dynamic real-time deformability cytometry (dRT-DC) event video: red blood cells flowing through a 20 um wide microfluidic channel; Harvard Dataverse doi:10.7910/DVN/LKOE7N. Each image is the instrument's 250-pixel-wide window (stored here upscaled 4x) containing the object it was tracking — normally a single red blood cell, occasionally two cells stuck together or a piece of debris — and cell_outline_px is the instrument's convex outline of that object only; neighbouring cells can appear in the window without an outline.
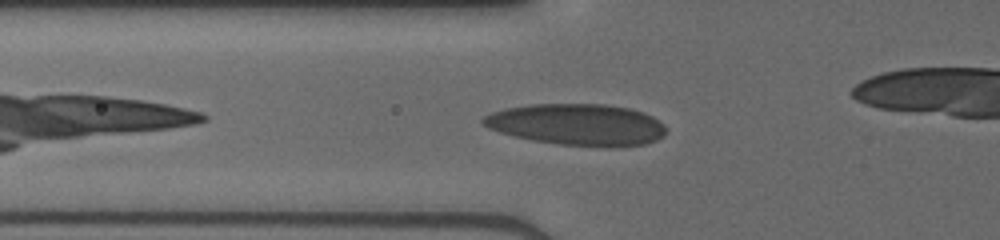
{"species": "human", "species_latin": "Homo sapiens", "temperature_condition": "cold", "stored_images_in_passage": 29, "camera_frame_rate_fps": 3000, "um_per_image_px": 0.085, "donor": {"sex": "male"}, "frame": {"image": 1, "passage_image": 3, "time_ms": 0.667, "image_size_px": [1000, 240], "cell_outline_px": [[664, 136], [656, 140], [644, 144], [616, 148], [608, 148], [556, 144], [532, 140], [500, 132], [488, 128], [480, 120], [484, 116], [492, 112], [504, 108], [532, 104], [604, 104], [628, 108], [644, 112], [652, 116], [664, 124]], "centroid_in_image_um": [49.08, 10.6], "position_along_channel_um": 76.7, "area_um2": 44.56}}
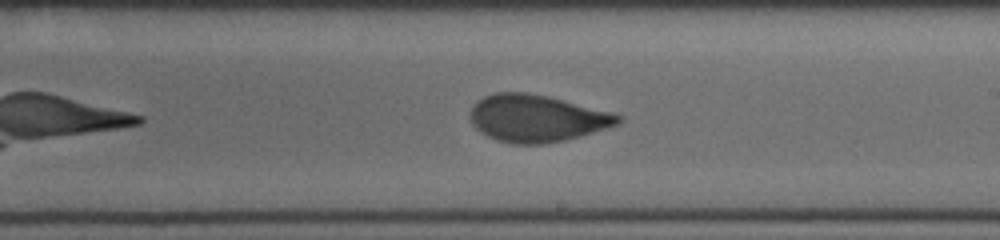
{"frame": {"image": 2, "passage_image": 15, "time_ms": 4.667, "image_size_px": [1000, 240], "cell_outline_px": [[624, 120], [620, 124], [608, 128], [580, 136], [548, 144], [512, 144], [496, 140], [480, 132], [472, 124], [468, 116], [468, 112], [472, 104], [476, 100], [484, 96], [496, 92], [528, 92], [548, 96], [612, 112], [624, 116]], "centroid_in_image_um": [45.61, 10.05], "position_along_channel_um": 243.4, "area_um2": 41.27}}
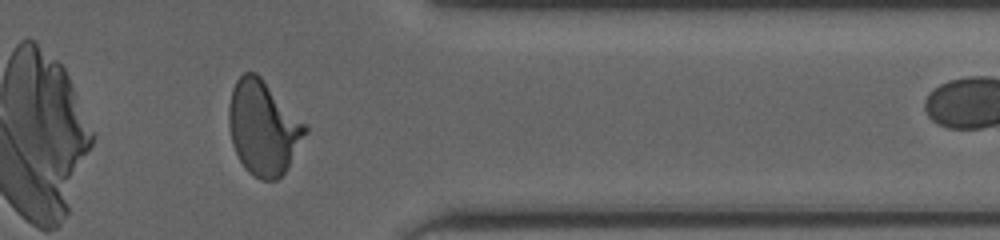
{"frame": {"image": 3, "passage_image": 26, "time_ms": 8.333, "image_size_px": [1000, 240], "cell_outline_px": [[308, 132], [288, 168], [276, 180], [260, 180], [252, 176], [244, 168], [232, 144], [228, 124], [228, 108], [232, 88], [236, 80], [244, 72], [256, 72], [308, 124]], "centroid_in_image_um": [22.39, 10.86], "position_along_channel_um": 389.0, "area_um2": 42.48}}